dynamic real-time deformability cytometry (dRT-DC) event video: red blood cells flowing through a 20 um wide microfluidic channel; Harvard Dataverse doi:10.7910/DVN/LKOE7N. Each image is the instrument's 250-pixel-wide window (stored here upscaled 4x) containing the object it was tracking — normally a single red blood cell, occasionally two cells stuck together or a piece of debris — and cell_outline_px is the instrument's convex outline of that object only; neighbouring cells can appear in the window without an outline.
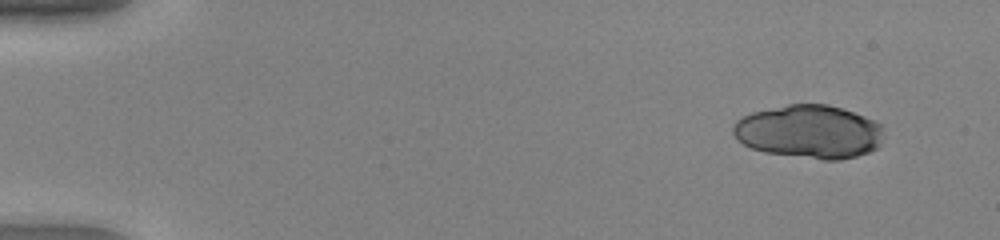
{"species": "human", "species_latin": "Homo sapiens", "temperature_condition": "warm", "stored_images_in_passage": 46, "camera_frame_rate_fps": 3000, "um_per_image_px": 0.085, "donor": {"sex": "female"}, "frame": {"image": 1, "passage_image": 1, "time_ms": 0.0, "image_size_px": [1000, 240], "cell_outline_px": [[880, 144], [876, 148], [868, 152], [856, 156], [840, 160], [824, 160], [764, 152], [752, 148], [736, 140], [732, 132], [732, 128], [736, 120], [752, 112], [788, 104], [828, 104], [864, 116], [880, 124]], "centroid_in_image_um": [68.72, 11.2], "position_along_channel_um": 16.3, "area_um2": 46.59}}
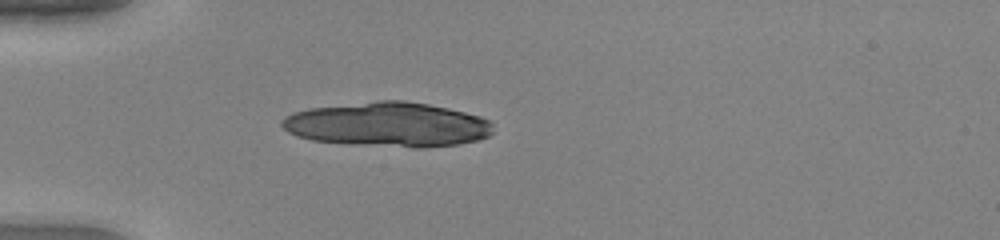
{"frame": {"image": 2, "passage_image": 12, "time_ms": 3.667, "image_size_px": [1000, 240], "cell_outline_px": [[492, 132], [488, 136], [476, 140], [460, 144], [420, 148], [412, 148], [352, 144], [312, 140], [296, 136], [288, 132], [280, 124], [280, 120], [284, 116], [292, 112], [308, 108], [376, 100], [404, 100], [428, 104], [448, 108], [480, 116], [492, 120]], "centroid_in_image_um": [32.95, 10.58], "position_along_channel_um": 52.1, "area_um2": 55.26}}